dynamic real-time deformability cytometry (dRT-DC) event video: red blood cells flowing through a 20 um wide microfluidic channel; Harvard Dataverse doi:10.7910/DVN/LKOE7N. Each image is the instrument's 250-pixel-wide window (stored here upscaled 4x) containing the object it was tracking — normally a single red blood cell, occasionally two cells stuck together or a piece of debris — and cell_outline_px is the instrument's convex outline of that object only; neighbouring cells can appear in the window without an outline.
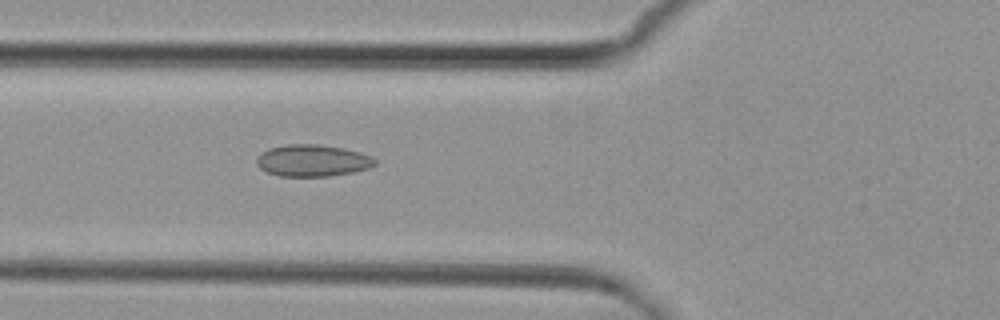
{"species": "common noctule bat (a hibernating species)", "species_latin": "Nyctalus noctula", "temperature_condition": "cold", "stored_images_in_passage": 5, "camera_frame_rate_fps": 3000, "um_per_image_px": 0.085, "animal": {"sex": "female", "body_mass_g": 29.2, "forearm_length_mm": 56.3}, "frame": {"image": 1, "passage_image": 5, "time_ms": 4.667, "image_size_px": [1000, 320], "cell_outline_px": [[376, 164], [368, 168], [352, 172], [328, 176], [280, 176], [268, 172], [260, 168], [256, 164], [256, 156], [260, 152], [268, 148], [288, 144], [316, 144], [340, 148], [360, 152], [376, 160]], "centroid_in_image_um": [26.5, 13.64], "position_along_channel_um": 99.3, "area_um2": 21.79}}